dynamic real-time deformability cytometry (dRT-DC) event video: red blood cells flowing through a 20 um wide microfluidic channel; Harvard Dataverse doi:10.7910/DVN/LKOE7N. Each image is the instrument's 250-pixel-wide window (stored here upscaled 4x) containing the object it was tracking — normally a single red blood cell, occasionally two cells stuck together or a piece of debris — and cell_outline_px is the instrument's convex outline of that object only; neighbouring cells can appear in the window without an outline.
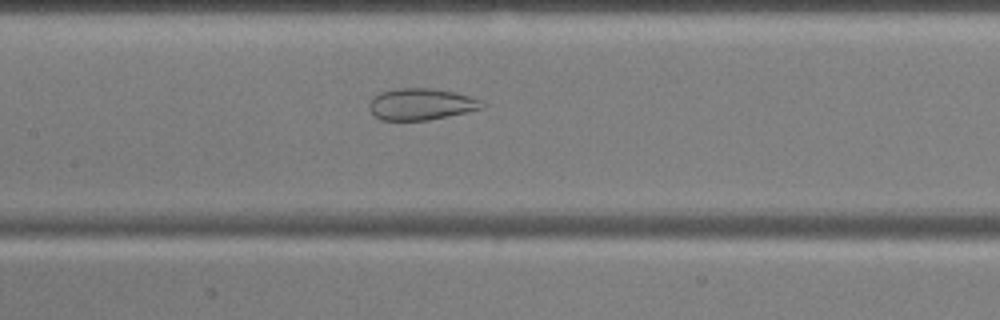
{"species": "common noctule bat (a hibernating species)", "species_latin": "Nyctalus noctula", "temperature_condition": "cold", "stored_images_in_passage": 46, "camera_frame_rate_fps": 3000, "um_per_image_px": 0.085, "animal": {"sex": "male", "body_mass_g": 17.9, "forearm_length_mm": 54.2}, "frame": {"image": 1, "passage_image": 16, "time_ms": 5.0, "image_size_px": [1000, 320], "cell_outline_px": [[484, 108], [448, 116], [428, 120], [380, 120], [368, 108], [368, 104], [380, 92], [396, 88], [432, 88], [456, 92], [480, 100], [484, 104]], "centroid_in_image_um": [35.79, 8.85], "position_along_channel_um": 171.6, "area_um2": 20.69}}
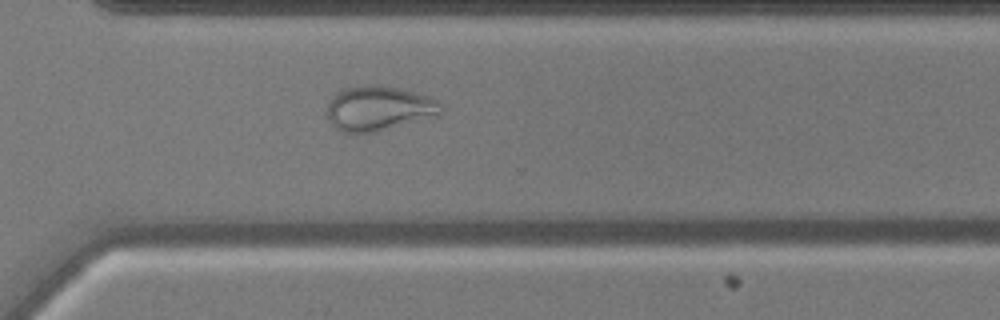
{"frame": {"image": 2, "passage_image": 30, "time_ms": 9.667, "image_size_px": [1000, 320], "cell_outline_px": [[444, 108], [440, 112], [376, 132], [340, 132], [328, 120], [328, 100], [336, 92], [344, 88], [360, 84], [380, 84], [428, 96], [440, 100]], "centroid_in_image_um": [32.11, 9.17], "position_along_channel_um": 338.5, "area_um2": 29.3}}
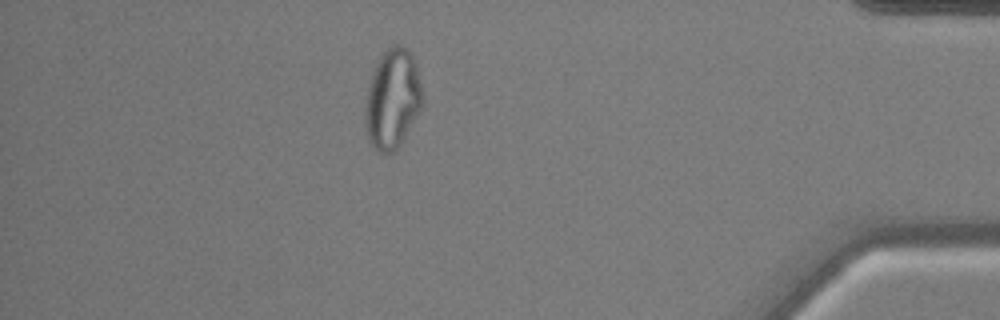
{"frame": {"image": 3, "passage_image": 39, "time_ms": 12.667, "image_size_px": [1000, 320], "cell_outline_px": [[424, 96], [420, 108], [400, 144], [392, 152], [376, 152], [368, 140], [364, 124], [364, 100], [372, 68], [376, 60], [388, 48], [396, 44], [408, 48], [416, 64]], "centroid_in_image_um": [33.31, 8.38], "position_along_channel_um": 401.9, "area_um2": 33.64}}